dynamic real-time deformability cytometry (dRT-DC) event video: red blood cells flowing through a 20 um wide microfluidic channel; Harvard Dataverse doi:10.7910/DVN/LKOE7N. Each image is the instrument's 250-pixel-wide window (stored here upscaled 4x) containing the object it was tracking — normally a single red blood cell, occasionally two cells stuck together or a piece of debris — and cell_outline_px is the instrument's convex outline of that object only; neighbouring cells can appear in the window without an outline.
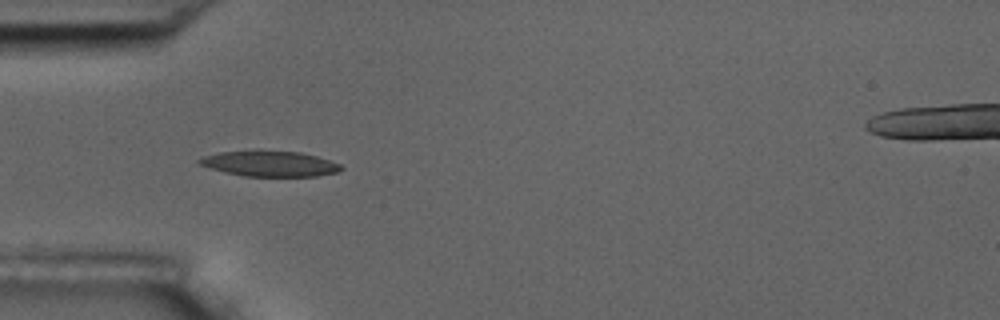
{"species": "common noctule bat (a hibernating species)", "species_latin": "Nyctalus noctula", "temperature_condition": "room temperature", "stored_images_in_passage": 10, "camera_frame_rate_fps": 3000, "um_per_image_px": 0.085, "animal": {"sex": "male", "body_mass_g": 17.5, "forearm_length_mm": 52.3}, "frame": {"image": 1, "passage_image": 4, "time_ms": 3.333, "image_size_px": [1000, 320], "cell_outline_px": [[344, 168], [336, 172], [316, 176], [244, 176], [224, 172], [200, 164], [196, 160], [204, 156], [220, 152], [256, 148], [300, 152], [316, 156], [340, 164]], "centroid_in_image_um": [22.89, 13.87], "position_along_channel_um": 62.1, "area_um2": 21.5}}
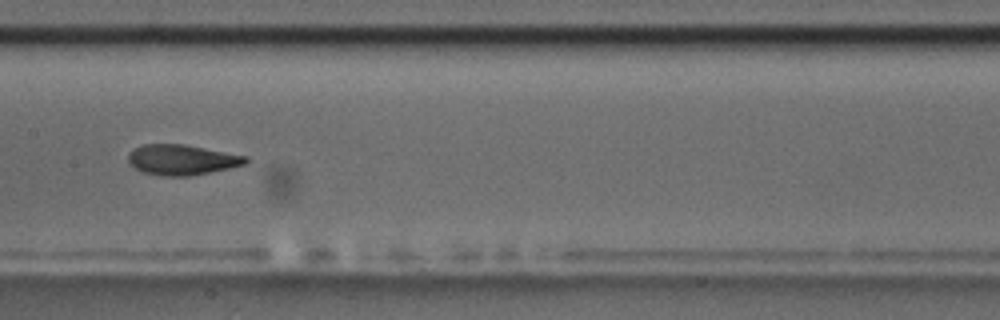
{"frame": {"image": 2, "passage_image": 7, "time_ms": 7.0, "image_size_px": [1000, 320], "cell_outline_px": [[248, 160], [244, 164], [228, 168], [188, 176], [160, 176], [144, 172], [128, 164], [128, 152], [132, 148], [144, 144], [184, 144], [248, 156]], "centroid_in_image_um": [15.41, 13.57], "position_along_channel_um": 192.0, "area_um2": 20.75}}
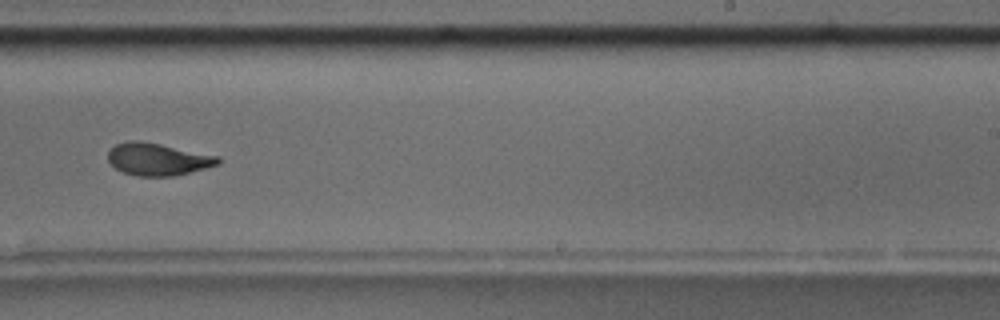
{"frame": {"image": 3, "passage_image": 9, "time_ms": 9.333, "image_size_px": [1000, 320], "cell_outline_px": [[220, 164], [172, 176], [136, 176], [124, 172], [116, 168], [108, 160], [108, 152], [116, 144], [128, 140], [140, 140], [220, 156]], "centroid_in_image_um": [13.41, 13.52], "position_along_channel_um": 275.6, "area_um2": 20.58}}